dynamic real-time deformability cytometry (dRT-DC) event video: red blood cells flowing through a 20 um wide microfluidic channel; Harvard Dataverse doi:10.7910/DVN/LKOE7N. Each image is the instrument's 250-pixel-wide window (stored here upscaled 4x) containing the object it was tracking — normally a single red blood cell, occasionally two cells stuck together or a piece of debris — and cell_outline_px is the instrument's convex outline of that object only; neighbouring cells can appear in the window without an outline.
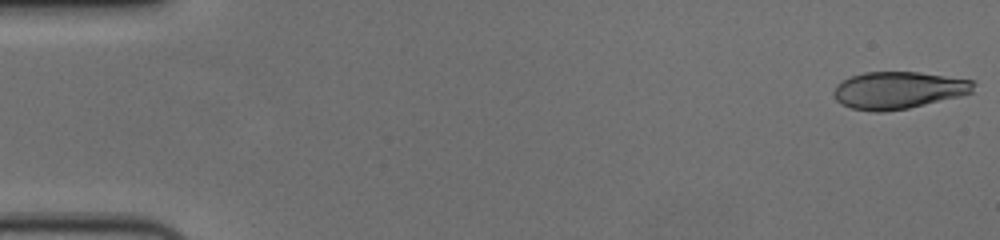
{"species": "human", "species_latin": "Homo sapiens", "temperature_condition": "cold", "stored_images_in_passage": 57, "camera_frame_rate_fps": 3000, "um_per_image_px": 0.085, "donor": {"sex": "female"}, "frame": {"image": 1, "passage_image": 1, "time_ms": 0.0, "image_size_px": [1000, 240], "cell_outline_px": [[976, 84], [972, 92], [960, 96], [908, 108], [884, 112], [872, 112], [852, 108], [840, 104], [836, 100], [832, 92], [836, 84], [852, 76], [864, 72], [920, 72], [972, 80]], "centroid_in_image_um": [76.33, 7.67], "position_along_channel_um": 8.7, "area_um2": 30.35}}
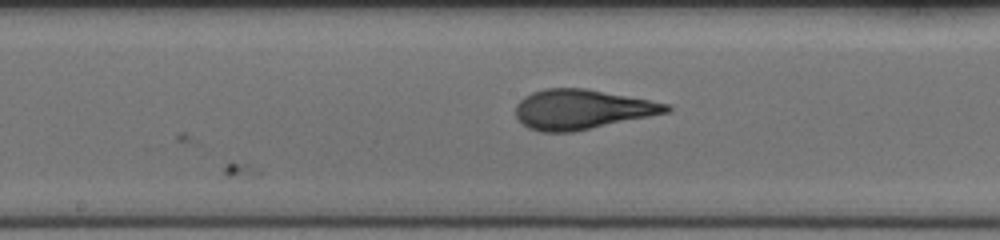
{"frame": {"image": 2, "passage_image": 30, "time_ms": 9.667, "image_size_px": [1000, 240], "cell_outline_px": [[672, 108], [668, 112], [572, 132], [540, 132], [528, 128], [516, 116], [516, 104], [524, 96], [532, 92], [544, 88], [584, 88], [672, 104]], "centroid_in_image_um": [49.44, 9.29], "position_along_channel_um": 198.8, "area_um2": 34.68}}
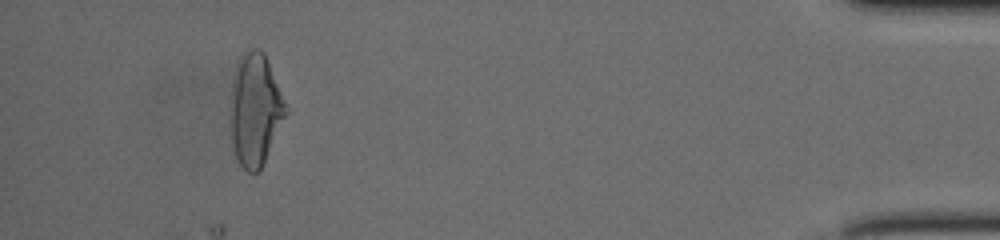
{"frame": {"image": 3, "passage_image": 53, "time_ms": 17.333, "image_size_px": [1000, 240], "cell_outline_px": [[288, 112], [260, 168], [256, 172], [248, 172], [240, 164], [236, 156], [232, 144], [232, 84], [236, 64], [240, 56], [252, 48], [260, 48], [264, 52], [288, 108]], "centroid_in_image_um": [21.71, 9.28], "position_along_channel_um": 413.5, "area_um2": 35.37}, "authors_computed_cell_mechanics": {"area_um2": 34.102, "velocity_mm_per_s": 3.6446, "shape_relaxation_time_tau1_ms": 4.4486, "shape_relaxation_time_tau2_ms": 0.9248, "deformation_change_tau1": 0.2045, "deformation_change_tau2": 0.0807}}